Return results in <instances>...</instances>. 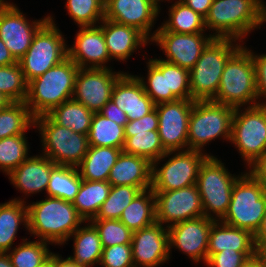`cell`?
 <instances>
[{
  "label": "cell",
  "mask_w": 266,
  "mask_h": 267,
  "mask_svg": "<svg viewBox=\"0 0 266 267\" xmlns=\"http://www.w3.org/2000/svg\"><path fill=\"white\" fill-rule=\"evenodd\" d=\"M230 142L249 167L266 152V104L235 108Z\"/></svg>",
  "instance_id": "obj_11"
},
{
  "label": "cell",
  "mask_w": 266,
  "mask_h": 267,
  "mask_svg": "<svg viewBox=\"0 0 266 267\" xmlns=\"http://www.w3.org/2000/svg\"><path fill=\"white\" fill-rule=\"evenodd\" d=\"M204 18L208 15L213 0H180Z\"/></svg>",
  "instance_id": "obj_52"
},
{
  "label": "cell",
  "mask_w": 266,
  "mask_h": 267,
  "mask_svg": "<svg viewBox=\"0 0 266 267\" xmlns=\"http://www.w3.org/2000/svg\"><path fill=\"white\" fill-rule=\"evenodd\" d=\"M27 85L28 83L18 62L12 65L0 66V93L11 102H25Z\"/></svg>",
  "instance_id": "obj_43"
},
{
  "label": "cell",
  "mask_w": 266,
  "mask_h": 267,
  "mask_svg": "<svg viewBox=\"0 0 266 267\" xmlns=\"http://www.w3.org/2000/svg\"><path fill=\"white\" fill-rule=\"evenodd\" d=\"M9 103H11V101L2 93H0V110L5 108Z\"/></svg>",
  "instance_id": "obj_60"
},
{
  "label": "cell",
  "mask_w": 266,
  "mask_h": 267,
  "mask_svg": "<svg viewBox=\"0 0 266 267\" xmlns=\"http://www.w3.org/2000/svg\"><path fill=\"white\" fill-rule=\"evenodd\" d=\"M41 134L42 154L56 165L77 167L89 147L85 134L56 124L47 114L34 118V128Z\"/></svg>",
  "instance_id": "obj_8"
},
{
  "label": "cell",
  "mask_w": 266,
  "mask_h": 267,
  "mask_svg": "<svg viewBox=\"0 0 266 267\" xmlns=\"http://www.w3.org/2000/svg\"><path fill=\"white\" fill-rule=\"evenodd\" d=\"M80 186L81 177L77 167L57 165L51 171L46 196L73 202Z\"/></svg>",
  "instance_id": "obj_34"
},
{
  "label": "cell",
  "mask_w": 266,
  "mask_h": 267,
  "mask_svg": "<svg viewBox=\"0 0 266 267\" xmlns=\"http://www.w3.org/2000/svg\"><path fill=\"white\" fill-rule=\"evenodd\" d=\"M66 2L67 12L78 27L96 26L104 19L105 0H67Z\"/></svg>",
  "instance_id": "obj_42"
},
{
  "label": "cell",
  "mask_w": 266,
  "mask_h": 267,
  "mask_svg": "<svg viewBox=\"0 0 266 267\" xmlns=\"http://www.w3.org/2000/svg\"><path fill=\"white\" fill-rule=\"evenodd\" d=\"M25 134L0 139V169L8 175L29 156Z\"/></svg>",
  "instance_id": "obj_41"
},
{
  "label": "cell",
  "mask_w": 266,
  "mask_h": 267,
  "mask_svg": "<svg viewBox=\"0 0 266 267\" xmlns=\"http://www.w3.org/2000/svg\"><path fill=\"white\" fill-rule=\"evenodd\" d=\"M111 184L108 181H88L81 179L79 192L73 206L85 223L95 218L101 205L107 199Z\"/></svg>",
  "instance_id": "obj_31"
},
{
  "label": "cell",
  "mask_w": 266,
  "mask_h": 267,
  "mask_svg": "<svg viewBox=\"0 0 266 267\" xmlns=\"http://www.w3.org/2000/svg\"><path fill=\"white\" fill-rule=\"evenodd\" d=\"M257 256V251H221L213 254L206 262L208 267H242Z\"/></svg>",
  "instance_id": "obj_47"
},
{
  "label": "cell",
  "mask_w": 266,
  "mask_h": 267,
  "mask_svg": "<svg viewBox=\"0 0 266 267\" xmlns=\"http://www.w3.org/2000/svg\"><path fill=\"white\" fill-rule=\"evenodd\" d=\"M34 116L25 102H11L0 110V139L25 134L34 127Z\"/></svg>",
  "instance_id": "obj_37"
},
{
  "label": "cell",
  "mask_w": 266,
  "mask_h": 267,
  "mask_svg": "<svg viewBox=\"0 0 266 267\" xmlns=\"http://www.w3.org/2000/svg\"><path fill=\"white\" fill-rule=\"evenodd\" d=\"M255 66L256 77V92L258 97V104H260L262 97L266 99V54H254L253 50H250ZM261 98V100H259ZM262 104H266V101Z\"/></svg>",
  "instance_id": "obj_48"
},
{
  "label": "cell",
  "mask_w": 266,
  "mask_h": 267,
  "mask_svg": "<svg viewBox=\"0 0 266 267\" xmlns=\"http://www.w3.org/2000/svg\"><path fill=\"white\" fill-rule=\"evenodd\" d=\"M132 258L134 267H158L169 260V236L160 223L133 232Z\"/></svg>",
  "instance_id": "obj_20"
},
{
  "label": "cell",
  "mask_w": 266,
  "mask_h": 267,
  "mask_svg": "<svg viewBox=\"0 0 266 267\" xmlns=\"http://www.w3.org/2000/svg\"><path fill=\"white\" fill-rule=\"evenodd\" d=\"M242 267H266V262L263 261L258 255L250 259L244 266Z\"/></svg>",
  "instance_id": "obj_56"
},
{
  "label": "cell",
  "mask_w": 266,
  "mask_h": 267,
  "mask_svg": "<svg viewBox=\"0 0 266 267\" xmlns=\"http://www.w3.org/2000/svg\"><path fill=\"white\" fill-rule=\"evenodd\" d=\"M70 237H73L74 252L68 258L83 267L98 266L103 248L95 227L91 223L81 225Z\"/></svg>",
  "instance_id": "obj_29"
},
{
  "label": "cell",
  "mask_w": 266,
  "mask_h": 267,
  "mask_svg": "<svg viewBox=\"0 0 266 267\" xmlns=\"http://www.w3.org/2000/svg\"><path fill=\"white\" fill-rule=\"evenodd\" d=\"M26 205L29 234L51 245L65 244L85 222L73 206V202L61 198L47 196L45 200Z\"/></svg>",
  "instance_id": "obj_1"
},
{
  "label": "cell",
  "mask_w": 266,
  "mask_h": 267,
  "mask_svg": "<svg viewBox=\"0 0 266 267\" xmlns=\"http://www.w3.org/2000/svg\"><path fill=\"white\" fill-rule=\"evenodd\" d=\"M147 82L144 77L137 76L155 105L179 100L173 93H167L166 61L150 58L147 62Z\"/></svg>",
  "instance_id": "obj_36"
},
{
  "label": "cell",
  "mask_w": 266,
  "mask_h": 267,
  "mask_svg": "<svg viewBox=\"0 0 266 267\" xmlns=\"http://www.w3.org/2000/svg\"><path fill=\"white\" fill-rule=\"evenodd\" d=\"M27 240L23 238L21 244L7 253L13 267H38L51 256L49 242Z\"/></svg>",
  "instance_id": "obj_39"
},
{
  "label": "cell",
  "mask_w": 266,
  "mask_h": 267,
  "mask_svg": "<svg viewBox=\"0 0 266 267\" xmlns=\"http://www.w3.org/2000/svg\"><path fill=\"white\" fill-rule=\"evenodd\" d=\"M158 130V114L156 108L140 119L128 121L124 126V132H141Z\"/></svg>",
  "instance_id": "obj_49"
},
{
  "label": "cell",
  "mask_w": 266,
  "mask_h": 267,
  "mask_svg": "<svg viewBox=\"0 0 266 267\" xmlns=\"http://www.w3.org/2000/svg\"><path fill=\"white\" fill-rule=\"evenodd\" d=\"M160 10L153 0H105L104 19L135 27L151 40V29Z\"/></svg>",
  "instance_id": "obj_19"
},
{
  "label": "cell",
  "mask_w": 266,
  "mask_h": 267,
  "mask_svg": "<svg viewBox=\"0 0 266 267\" xmlns=\"http://www.w3.org/2000/svg\"><path fill=\"white\" fill-rule=\"evenodd\" d=\"M123 73L112 68H79L72 99L98 113L111 99L113 86Z\"/></svg>",
  "instance_id": "obj_16"
},
{
  "label": "cell",
  "mask_w": 266,
  "mask_h": 267,
  "mask_svg": "<svg viewBox=\"0 0 266 267\" xmlns=\"http://www.w3.org/2000/svg\"><path fill=\"white\" fill-rule=\"evenodd\" d=\"M257 255L266 262V241L257 249Z\"/></svg>",
  "instance_id": "obj_59"
},
{
  "label": "cell",
  "mask_w": 266,
  "mask_h": 267,
  "mask_svg": "<svg viewBox=\"0 0 266 267\" xmlns=\"http://www.w3.org/2000/svg\"><path fill=\"white\" fill-rule=\"evenodd\" d=\"M98 113L123 127L128 122L125 112L117 107L112 99H110Z\"/></svg>",
  "instance_id": "obj_50"
},
{
  "label": "cell",
  "mask_w": 266,
  "mask_h": 267,
  "mask_svg": "<svg viewBox=\"0 0 266 267\" xmlns=\"http://www.w3.org/2000/svg\"><path fill=\"white\" fill-rule=\"evenodd\" d=\"M194 102L192 99H179L155 105L158 133L166 152L188 150V126Z\"/></svg>",
  "instance_id": "obj_14"
},
{
  "label": "cell",
  "mask_w": 266,
  "mask_h": 267,
  "mask_svg": "<svg viewBox=\"0 0 266 267\" xmlns=\"http://www.w3.org/2000/svg\"><path fill=\"white\" fill-rule=\"evenodd\" d=\"M24 198L0 204V253H8L21 224L28 229V208Z\"/></svg>",
  "instance_id": "obj_28"
},
{
  "label": "cell",
  "mask_w": 266,
  "mask_h": 267,
  "mask_svg": "<svg viewBox=\"0 0 266 267\" xmlns=\"http://www.w3.org/2000/svg\"><path fill=\"white\" fill-rule=\"evenodd\" d=\"M248 169L266 190V152Z\"/></svg>",
  "instance_id": "obj_51"
},
{
  "label": "cell",
  "mask_w": 266,
  "mask_h": 267,
  "mask_svg": "<svg viewBox=\"0 0 266 267\" xmlns=\"http://www.w3.org/2000/svg\"><path fill=\"white\" fill-rule=\"evenodd\" d=\"M79 67L67 56L43 75L28 82L25 104L34 117L48 114L72 99Z\"/></svg>",
  "instance_id": "obj_3"
},
{
  "label": "cell",
  "mask_w": 266,
  "mask_h": 267,
  "mask_svg": "<svg viewBox=\"0 0 266 267\" xmlns=\"http://www.w3.org/2000/svg\"><path fill=\"white\" fill-rule=\"evenodd\" d=\"M89 146L115 147L123 150L125 144L124 127L94 113L87 135Z\"/></svg>",
  "instance_id": "obj_35"
},
{
  "label": "cell",
  "mask_w": 266,
  "mask_h": 267,
  "mask_svg": "<svg viewBox=\"0 0 266 267\" xmlns=\"http://www.w3.org/2000/svg\"><path fill=\"white\" fill-rule=\"evenodd\" d=\"M266 3H264V18H263V22H266Z\"/></svg>",
  "instance_id": "obj_62"
},
{
  "label": "cell",
  "mask_w": 266,
  "mask_h": 267,
  "mask_svg": "<svg viewBox=\"0 0 266 267\" xmlns=\"http://www.w3.org/2000/svg\"><path fill=\"white\" fill-rule=\"evenodd\" d=\"M263 0H213L205 17L206 30L210 29L214 38L238 40L263 26Z\"/></svg>",
  "instance_id": "obj_2"
},
{
  "label": "cell",
  "mask_w": 266,
  "mask_h": 267,
  "mask_svg": "<svg viewBox=\"0 0 266 267\" xmlns=\"http://www.w3.org/2000/svg\"><path fill=\"white\" fill-rule=\"evenodd\" d=\"M239 176L231 174L222 160L215 156H208L204 160L199 168L196 185L205 217L220 221L225 216L233 184Z\"/></svg>",
  "instance_id": "obj_9"
},
{
  "label": "cell",
  "mask_w": 266,
  "mask_h": 267,
  "mask_svg": "<svg viewBox=\"0 0 266 267\" xmlns=\"http://www.w3.org/2000/svg\"><path fill=\"white\" fill-rule=\"evenodd\" d=\"M98 231L102 248L118 244H131L133 232L119 219H91Z\"/></svg>",
  "instance_id": "obj_44"
},
{
  "label": "cell",
  "mask_w": 266,
  "mask_h": 267,
  "mask_svg": "<svg viewBox=\"0 0 266 267\" xmlns=\"http://www.w3.org/2000/svg\"><path fill=\"white\" fill-rule=\"evenodd\" d=\"M73 46H67V56L79 68H109V56L102 28L99 25L79 27Z\"/></svg>",
  "instance_id": "obj_21"
},
{
  "label": "cell",
  "mask_w": 266,
  "mask_h": 267,
  "mask_svg": "<svg viewBox=\"0 0 266 267\" xmlns=\"http://www.w3.org/2000/svg\"><path fill=\"white\" fill-rule=\"evenodd\" d=\"M241 46L240 42L229 38H213L207 44L189 71L193 101H209L215 98L225 65Z\"/></svg>",
  "instance_id": "obj_4"
},
{
  "label": "cell",
  "mask_w": 266,
  "mask_h": 267,
  "mask_svg": "<svg viewBox=\"0 0 266 267\" xmlns=\"http://www.w3.org/2000/svg\"><path fill=\"white\" fill-rule=\"evenodd\" d=\"M167 93L178 99H191L189 70L166 62Z\"/></svg>",
  "instance_id": "obj_45"
},
{
  "label": "cell",
  "mask_w": 266,
  "mask_h": 267,
  "mask_svg": "<svg viewBox=\"0 0 266 267\" xmlns=\"http://www.w3.org/2000/svg\"><path fill=\"white\" fill-rule=\"evenodd\" d=\"M141 192L129 185L111 186L107 199L93 219H119L124 209Z\"/></svg>",
  "instance_id": "obj_40"
},
{
  "label": "cell",
  "mask_w": 266,
  "mask_h": 267,
  "mask_svg": "<svg viewBox=\"0 0 266 267\" xmlns=\"http://www.w3.org/2000/svg\"><path fill=\"white\" fill-rule=\"evenodd\" d=\"M242 173L233 184L228 210L220 221L254 235L266 215V190L249 170Z\"/></svg>",
  "instance_id": "obj_6"
},
{
  "label": "cell",
  "mask_w": 266,
  "mask_h": 267,
  "mask_svg": "<svg viewBox=\"0 0 266 267\" xmlns=\"http://www.w3.org/2000/svg\"><path fill=\"white\" fill-rule=\"evenodd\" d=\"M216 220L205 216L182 221L167 228L169 251L172 247L179 249L186 256L199 263L208 260V241L212 224Z\"/></svg>",
  "instance_id": "obj_18"
},
{
  "label": "cell",
  "mask_w": 266,
  "mask_h": 267,
  "mask_svg": "<svg viewBox=\"0 0 266 267\" xmlns=\"http://www.w3.org/2000/svg\"><path fill=\"white\" fill-rule=\"evenodd\" d=\"M255 66L250 49L242 45L228 60L212 100L233 108L258 104Z\"/></svg>",
  "instance_id": "obj_5"
},
{
  "label": "cell",
  "mask_w": 266,
  "mask_h": 267,
  "mask_svg": "<svg viewBox=\"0 0 266 267\" xmlns=\"http://www.w3.org/2000/svg\"><path fill=\"white\" fill-rule=\"evenodd\" d=\"M123 150L115 147L89 146L87 154L77 166L81 179L107 181L110 170Z\"/></svg>",
  "instance_id": "obj_27"
},
{
  "label": "cell",
  "mask_w": 266,
  "mask_h": 267,
  "mask_svg": "<svg viewBox=\"0 0 266 267\" xmlns=\"http://www.w3.org/2000/svg\"><path fill=\"white\" fill-rule=\"evenodd\" d=\"M101 23L99 26L102 28L111 59L125 61L137 49L150 43V40L135 27L119 24L109 19H103Z\"/></svg>",
  "instance_id": "obj_24"
},
{
  "label": "cell",
  "mask_w": 266,
  "mask_h": 267,
  "mask_svg": "<svg viewBox=\"0 0 266 267\" xmlns=\"http://www.w3.org/2000/svg\"><path fill=\"white\" fill-rule=\"evenodd\" d=\"M153 192L156 222L163 226L166 224V228L182 221L204 216L201 197L196 184L171 191Z\"/></svg>",
  "instance_id": "obj_13"
},
{
  "label": "cell",
  "mask_w": 266,
  "mask_h": 267,
  "mask_svg": "<svg viewBox=\"0 0 266 267\" xmlns=\"http://www.w3.org/2000/svg\"><path fill=\"white\" fill-rule=\"evenodd\" d=\"M266 241V215L263 218L259 229L254 234V244L258 249Z\"/></svg>",
  "instance_id": "obj_54"
},
{
  "label": "cell",
  "mask_w": 266,
  "mask_h": 267,
  "mask_svg": "<svg viewBox=\"0 0 266 267\" xmlns=\"http://www.w3.org/2000/svg\"><path fill=\"white\" fill-rule=\"evenodd\" d=\"M99 265L102 267H134L131 244L103 248Z\"/></svg>",
  "instance_id": "obj_46"
},
{
  "label": "cell",
  "mask_w": 266,
  "mask_h": 267,
  "mask_svg": "<svg viewBox=\"0 0 266 267\" xmlns=\"http://www.w3.org/2000/svg\"><path fill=\"white\" fill-rule=\"evenodd\" d=\"M119 220L132 232L156 223L155 197L153 190L150 188L141 191L124 209Z\"/></svg>",
  "instance_id": "obj_30"
},
{
  "label": "cell",
  "mask_w": 266,
  "mask_h": 267,
  "mask_svg": "<svg viewBox=\"0 0 266 267\" xmlns=\"http://www.w3.org/2000/svg\"><path fill=\"white\" fill-rule=\"evenodd\" d=\"M208 156L213 155L194 150L166 152L152 163L151 189L171 191L196 184L199 168ZM167 157L166 163L159 168L158 164Z\"/></svg>",
  "instance_id": "obj_12"
},
{
  "label": "cell",
  "mask_w": 266,
  "mask_h": 267,
  "mask_svg": "<svg viewBox=\"0 0 266 267\" xmlns=\"http://www.w3.org/2000/svg\"><path fill=\"white\" fill-rule=\"evenodd\" d=\"M214 37L203 33L184 34L171 31H155L150 40L160 46L166 62L191 70L202 54L203 49Z\"/></svg>",
  "instance_id": "obj_17"
},
{
  "label": "cell",
  "mask_w": 266,
  "mask_h": 267,
  "mask_svg": "<svg viewBox=\"0 0 266 267\" xmlns=\"http://www.w3.org/2000/svg\"><path fill=\"white\" fill-rule=\"evenodd\" d=\"M123 152L147 158L151 163L161 158L166 151L163 149L158 130L125 132Z\"/></svg>",
  "instance_id": "obj_38"
},
{
  "label": "cell",
  "mask_w": 266,
  "mask_h": 267,
  "mask_svg": "<svg viewBox=\"0 0 266 267\" xmlns=\"http://www.w3.org/2000/svg\"><path fill=\"white\" fill-rule=\"evenodd\" d=\"M107 181L111 186L129 185L141 191L148 190L152 187V163L147 158L122 151Z\"/></svg>",
  "instance_id": "obj_25"
},
{
  "label": "cell",
  "mask_w": 266,
  "mask_h": 267,
  "mask_svg": "<svg viewBox=\"0 0 266 267\" xmlns=\"http://www.w3.org/2000/svg\"><path fill=\"white\" fill-rule=\"evenodd\" d=\"M48 20L49 15L29 22L13 3H8L0 10V38L17 62L26 54L36 32Z\"/></svg>",
  "instance_id": "obj_15"
},
{
  "label": "cell",
  "mask_w": 266,
  "mask_h": 267,
  "mask_svg": "<svg viewBox=\"0 0 266 267\" xmlns=\"http://www.w3.org/2000/svg\"><path fill=\"white\" fill-rule=\"evenodd\" d=\"M169 19L164 21L155 31H171L176 33L194 34L206 31L205 18L194 12L190 7L180 0H176L168 9ZM205 29V30H204Z\"/></svg>",
  "instance_id": "obj_32"
},
{
  "label": "cell",
  "mask_w": 266,
  "mask_h": 267,
  "mask_svg": "<svg viewBox=\"0 0 266 267\" xmlns=\"http://www.w3.org/2000/svg\"><path fill=\"white\" fill-rule=\"evenodd\" d=\"M17 63L10 51L0 38V66H7Z\"/></svg>",
  "instance_id": "obj_53"
},
{
  "label": "cell",
  "mask_w": 266,
  "mask_h": 267,
  "mask_svg": "<svg viewBox=\"0 0 266 267\" xmlns=\"http://www.w3.org/2000/svg\"><path fill=\"white\" fill-rule=\"evenodd\" d=\"M8 3V1L0 0V10H2Z\"/></svg>",
  "instance_id": "obj_61"
},
{
  "label": "cell",
  "mask_w": 266,
  "mask_h": 267,
  "mask_svg": "<svg viewBox=\"0 0 266 267\" xmlns=\"http://www.w3.org/2000/svg\"><path fill=\"white\" fill-rule=\"evenodd\" d=\"M47 115L62 127L88 135L94 112L83 104L70 99L54 107Z\"/></svg>",
  "instance_id": "obj_33"
},
{
  "label": "cell",
  "mask_w": 266,
  "mask_h": 267,
  "mask_svg": "<svg viewBox=\"0 0 266 267\" xmlns=\"http://www.w3.org/2000/svg\"><path fill=\"white\" fill-rule=\"evenodd\" d=\"M157 5H159L160 4V1H162L163 2V0H153Z\"/></svg>",
  "instance_id": "obj_63"
},
{
  "label": "cell",
  "mask_w": 266,
  "mask_h": 267,
  "mask_svg": "<svg viewBox=\"0 0 266 267\" xmlns=\"http://www.w3.org/2000/svg\"><path fill=\"white\" fill-rule=\"evenodd\" d=\"M235 108L209 101H195L188 126V150L204 153V146L221 137L230 142Z\"/></svg>",
  "instance_id": "obj_7"
},
{
  "label": "cell",
  "mask_w": 266,
  "mask_h": 267,
  "mask_svg": "<svg viewBox=\"0 0 266 267\" xmlns=\"http://www.w3.org/2000/svg\"><path fill=\"white\" fill-rule=\"evenodd\" d=\"M55 267H83L73 262L68 257L63 259L59 254H55Z\"/></svg>",
  "instance_id": "obj_55"
},
{
  "label": "cell",
  "mask_w": 266,
  "mask_h": 267,
  "mask_svg": "<svg viewBox=\"0 0 266 267\" xmlns=\"http://www.w3.org/2000/svg\"><path fill=\"white\" fill-rule=\"evenodd\" d=\"M111 99L125 112L128 121L140 119L155 108V103L145 93L137 75L127 72H124L115 82Z\"/></svg>",
  "instance_id": "obj_22"
},
{
  "label": "cell",
  "mask_w": 266,
  "mask_h": 267,
  "mask_svg": "<svg viewBox=\"0 0 266 267\" xmlns=\"http://www.w3.org/2000/svg\"><path fill=\"white\" fill-rule=\"evenodd\" d=\"M57 165L47 156H30L9 174V180L26 196L46 191L51 171Z\"/></svg>",
  "instance_id": "obj_23"
},
{
  "label": "cell",
  "mask_w": 266,
  "mask_h": 267,
  "mask_svg": "<svg viewBox=\"0 0 266 267\" xmlns=\"http://www.w3.org/2000/svg\"><path fill=\"white\" fill-rule=\"evenodd\" d=\"M0 267H13L7 253H0Z\"/></svg>",
  "instance_id": "obj_57"
},
{
  "label": "cell",
  "mask_w": 266,
  "mask_h": 267,
  "mask_svg": "<svg viewBox=\"0 0 266 267\" xmlns=\"http://www.w3.org/2000/svg\"><path fill=\"white\" fill-rule=\"evenodd\" d=\"M257 251L254 235L241 228L229 226L221 221L212 224L208 241V259L221 251Z\"/></svg>",
  "instance_id": "obj_26"
},
{
  "label": "cell",
  "mask_w": 266,
  "mask_h": 267,
  "mask_svg": "<svg viewBox=\"0 0 266 267\" xmlns=\"http://www.w3.org/2000/svg\"><path fill=\"white\" fill-rule=\"evenodd\" d=\"M52 18L50 15L49 20L36 32L31 46L18 61L27 83L67 57L65 37Z\"/></svg>",
  "instance_id": "obj_10"
},
{
  "label": "cell",
  "mask_w": 266,
  "mask_h": 267,
  "mask_svg": "<svg viewBox=\"0 0 266 267\" xmlns=\"http://www.w3.org/2000/svg\"><path fill=\"white\" fill-rule=\"evenodd\" d=\"M38 267H55V253H52L51 256Z\"/></svg>",
  "instance_id": "obj_58"
}]
</instances>
